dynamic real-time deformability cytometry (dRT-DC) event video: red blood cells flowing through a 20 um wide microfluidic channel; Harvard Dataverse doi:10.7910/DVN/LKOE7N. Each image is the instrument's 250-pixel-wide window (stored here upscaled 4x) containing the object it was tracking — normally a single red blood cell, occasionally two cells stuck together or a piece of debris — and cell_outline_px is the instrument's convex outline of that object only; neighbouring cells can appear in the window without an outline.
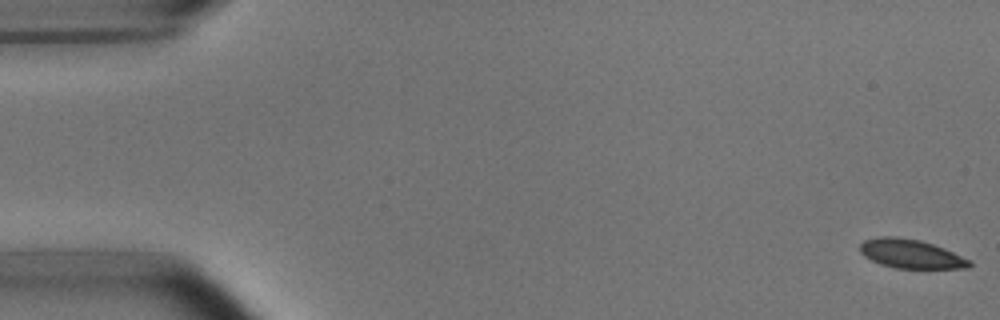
{"species": "common noctule bat (a hibernating species)", "species_latin": "Nyctalus noctula", "temperature_condition": "room temperature", "stored_images_in_passage": 54, "camera_frame_rate_fps": 3000, "um_per_image_px": 0.085, "animal": {"sex": "male", "body_mass_g": 15.6}, "frame": {"image": 1, "passage_image": 1, "time_ms": 0.0, "image_size_px": [1000, 320], "cell_outline_px": [[972, 264], [968, 268], [896, 268], [880, 264], [864, 256], [860, 252], [860, 244], [864, 240], [880, 236], [896, 236], [920, 240], [944, 248], [972, 260]], "centroid_in_image_um": [77.43, 21.57], "position_along_channel_um": 7.6, "area_um2": 18.5}}
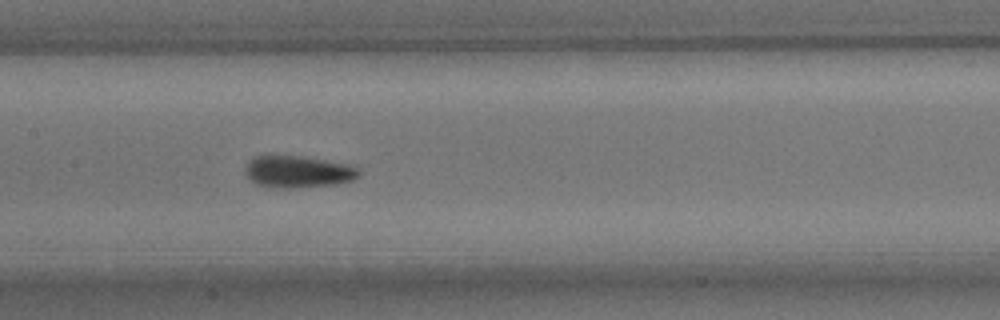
{"frame": {"image": 2, "passage_image": 26, "time_ms": 8.333, "image_size_px": [1000, 320], "cell_outline_px": [[360, 176], [352, 180], [336, 184], [292, 188], [280, 188], [256, 184], [244, 172], [244, 168], [248, 160], [252, 156], [264, 152], [268, 152], [304, 156], [348, 164], [360, 168]], "centroid_in_image_um": [25.26, 14.53], "position_along_channel_um": 182.1, "area_um2": 22.08}}
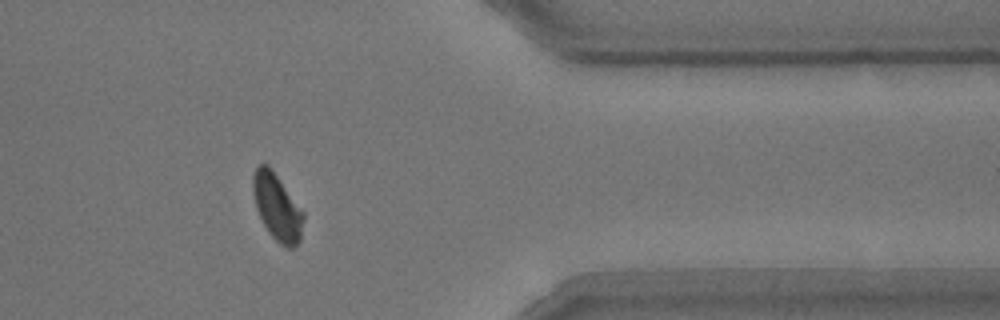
{"frame": {"image": 3, "passage_image": 44, "time_ms": 14.333, "image_size_px": [1000, 320], "cell_outline_px": [[304, 220], [300, 240], [292, 248], [288, 248], [280, 244], [268, 232], [256, 208], [252, 192], [252, 176], [256, 168], [260, 164], [268, 164], [272, 168], [304, 212]], "centroid_in_image_um": [23.55, 17.58], "position_along_channel_um": 387.9, "area_um2": 19.65}, "authors_computed_cell_mechanics": {"area_um2": 19.8832, "velocity_mm_per_s": 3.7382, "shape_relaxation_time_tau1_ms": 1.9476, "shape_relaxation_time_tau2_ms": 0.8763, "deformation_change_tau1": 0.1085, "deformation_change_tau2": 0.0691}}